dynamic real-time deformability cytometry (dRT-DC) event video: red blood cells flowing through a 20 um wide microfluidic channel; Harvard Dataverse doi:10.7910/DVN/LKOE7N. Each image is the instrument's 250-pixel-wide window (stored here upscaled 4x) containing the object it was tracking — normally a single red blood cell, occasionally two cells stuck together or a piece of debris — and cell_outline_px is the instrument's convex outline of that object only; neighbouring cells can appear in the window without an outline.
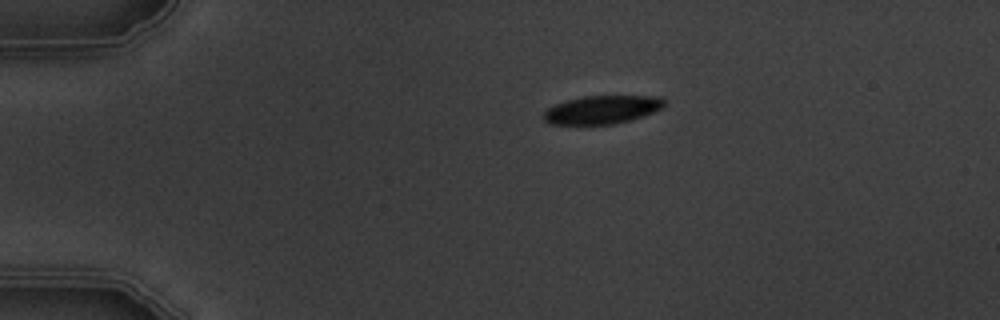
{"species": "common noctule bat (a hibernating species)", "species_latin": "Nyctalus noctula", "temperature_condition": "warm", "stored_images_in_passage": 2, "camera_frame_rate_fps": 3000, "um_per_image_px": 0.085, "animal": {"sex": "male", "body_mass_g": 19.5, "forearm_length_mm": 54.6}, "frame": {"image": 1, "passage_image": 1, "time_ms": 0.0, "image_size_px": [1000, 320], "cell_outline_px": [[664, 108], [628, 120], [612, 124], [548, 124], [544, 120], [544, 112], [552, 104], [584, 96], [660, 96], [664, 100]], "centroid_in_image_um": [51.14, 9.31], "position_along_channel_um": 33.9, "area_um2": 19.71}}